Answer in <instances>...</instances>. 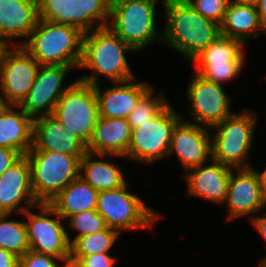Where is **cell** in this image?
<instances>
[{"mask_svg": "<svg viewBox=\"0 0 266 267\" xmlns=\"http://www.w3.org/2000/svg\"><path fill=\"white\" fill-rule=\"evenodd\" d=\"M95 16L92 0H55L38 19L30 38L18 45L40 65L79 68L83 35Z\"/></svg>", "mask_w": 266, "mask_h": 267, "instance_id": "cell-1", "label": "cell"}, {"mask_svg": "<svg viewBox=\"0 0 266 267\" xmlns=\"http://www.w3.org/2000/svg\"><path fill=\"white\" fill-rule=\"evenodd\" d=\"M96 22L98 23L94 25ZM126 52L131 53L135 50L95 16L83 35L82 58L79 65V68L92 70V74H84L78 80L96 86L99 85L100 75L106 76L114 83L136 79L127 62Z\"/></svg>", "mask_w": 266, "mask_h": 267, "instance_id": "cell-2", "label": "cell"}, {"mask_svg": "<svg viewBox=\"0 0 266 267\" xmlns=\"http://www.w3.org/2000/svg\"><path fill=\"white\" fill-rule=\"evenodd\" d=\"M159 0H123L93 2L96 16L136 52L153 41L162 43L163 31L155 29L156 4ZM161 3L164 0H160ZM111 19V24L110 20Z\"/></svg>", "mask_w": 266, "mask_h": 267, "instance_id": "cell-3", "label": "cell"}, {"mask_svg": "<svg viewBox=\"0 0 266 267\" xmlns=\"http://www.w3.org/2000/svg\"><path fill=\"white\" fill-rule=\"evenodd\" d=\"M166 24L162 43L192 61L220 34V25L203 17L185 0H164Z\"/></svg>", "mask_w": 266, "mask_h": 267, "instance_id": "cell-4", "label": "cell"}, {"mask_svg": "<svg viewBox=\"0 0 266 267\" xmlns=\"http://www.w3.org/2000/svg\"><path fill=\"white\" fill-rule=\"evenodd\" d=\"M25 156L31 168L34 197L39 204L49 203L79 177L80 159L83 157L55 151H28Z\"/></svg>", "mask_w": 266, "mask_h": 267, "instance_id": "cell-5", "label": "cell"}, {"mask_svg": "<svg viewBox=\"0 0 266 267\" xmlns=\"http://www.w3.org/2000/svg\"><path fill=\"white\" fill-rule=\"evenodd\" d=\"M258 116L249 109L233 113L212 127V159L233 169L251 168L246 161L252 147Z\"/></svg>", "mask_w": 266, "mask_h": 267, "instance_id": "cell-6", "label": "cell"}, {"mask_svg": "<svg viewBox=\"0 0 266 267\" xmlns=\"http://www.w3.org/2000/svg\"><path fill=\"white\" fill-rule=\"evenodd\" d=\"M128 184L112 190L100 191L96 211L106 227L117 230L148 229L154 226L160 214L147 207L137 195L127 190Z\"/></svg>", "mask_w": 266, "mask_h": 267, "instance_id": "cell-7", "label": "cell"}, {"mask_svg": "<svg viewBox=\"0 0 266 267\" xmlns=\"http://www.w3.org/2000/svg\"><path fill=\"white\" fill-rule=\"evenodd\" d=\"M182 115L168 103L155 117L131 129V140L125 159L144 165L168 156L174 127Z\"/></svg>", "mask_w": 266, "mask_h": 267, "instance_id": "cell-8", "label": "cell"}, {"mask_svg": "<svg viewBox=\"0 0 266 267\" xmlns=\"http://www.w3.org/2000/svg\"><path fill=\"white\" fill-rule=\"evenodd\" d=\"M53 115L63 123L65 130L75 133L88 145L99 118L94 86L77 79L60 97Z\"/></svg>", "mask_w": 266, "mask_h": 267, "instance_id": "cell-9", "label": "cell"}, {"mask_svg": "<svg viewBox=\"0 0 266 267\" xmlns=\"http://www.w3.org/2000/svg\"><path fill=\"white\" fill-rule=\"evenodd\" d=\"M39 213L27 209L25 222L29 250L55 256L59 259L70 258V236L65 229L64 220L48 203L36 206ZM55 216V218H50Z\"/></svg>", "mask_w": 266, "mask_h": 267, "instance_id": "cell-10", "label": "cell"}, {"mask_svg": "<svg viewBox=\"0 0 266 267\" xmlns=\"http://www.w3.org/2000/svg\"><path fill=\"white\" fill-rule=\"evenodd\" d=\"M243 47L240 40L220 34L191 61L194 72L215 84L234 80L245 66Z\"/></svg>", "mask_w": 266, "mask_h": 267, "instance_id": "cell-11", "label": "cell"}, {"mask_svg": "<svg viewBox=\"0 0 266 267\" xmlns=\"http://www.w3.org/2000/svg\"><path fill=\"white\" fill-rule=\"evenodd\" d=\"M73 66L66 65H40L34 83L26 97L19 105L20 109L33 119L53 114L63 93L77 80L67 87L63 85L66 74Z\"/></svg>", "mask_w": 266, "mask_h": 267, "instance_id": "cell-12", "label": "cell"}, {"mask_svg": "<svg viewBox=\"0 0 266 267\" xmlns=\"http://www.w3.org/2000/svg\"><path fill=\"white\" fill-rule=\"evenodd\" d=\"M191 78L188 85V99L191 104V113L194 124L212 128L222 122L232 113L230 103L232 99L223 91L221 84L207 81L197 73Z\"/></svg>", "mask_w": 266, "mask_h": 267, "instance_id": "cell-13", "label": "cell"}, {"mask_svg": "<svg viewBox=\"0 0 266 267\" xmlns=\"http://www.w3.org/2000/svg\"><path fill=\"white\" fill-rule=\"evenodd\" d=\"M40 64L21 46L14 45L0 68V88L9 105L15 107L32 87Z\"/></svg>", "mask_w": 266, "mask_h": 267, "instance_id": "cell-14", "label": "cell"}, {"mask_svg": "<svg viewBox=\"0 0 266 267\" xmlns=\"http://www.w3.org/2000/svg\"><path fill=\"white\" fill-rule=\"evenodd\" d=\"M224 203L228 204L227 219L231 221L264 209L266 198L258 171L252 167L232 169Z\"/></svg>", "mask_w": 266, "mask_h": 267, "instance_id": "cell-15", "label": "cell"}, {"mask_svg": "<svg viewBox=\"0 0 266 267\" xmlns=\"http://www.w3.org/2000/svg\"><path fill=\"white\" fill-rule=\"evenodd\" d=\"M209 128L185 121L184 118L173 129L168 156L175 152L184 171L207 164L212 159V137Z\"/></svg>", "mask_w": 266, "mask_h": 267, "instance_id": "cell-16", "label": "cell"}, {"mask_svg": "<svg viewBox=\"0 0 266 267\" xmlns=\"http://www.w3.org/2000/svg\"><path fill=\"white\" fill-rule=\"evenodd\" d=\"M21 203L26 206L20 207ZM38 204L32 190L30 164L24 155L0 175V214H22Z\"/></svg>", "mask_w": 266, "mask_h": 267, "instance_id": "cell-17", "label": "cell"}, {"mask_svg": "<svg viewBox=\"0 0 266 267\" xmlns=\"http://www.w3.org/2000/svg\"><path fill=\"white\" fill-rule=\"evenodd\" d=\"M55 0H0V36L29 37L40 16Z\"/></svg>", "mask_w": 266, "mask_h": 267, "instance_id": "cell-18", "label": "cell"}, {"mask_svg": "<svg viewBox=\"0 0 266 267\" xmlns=\"http://www.w3.org/2000/svg\"><path fill=\"white\" fill-rule=\"evenodd\" d=\"M29 151H55L68 155H84L87 145L75 133L65 130L53 114L33 121V146Z\"/></svg>", "mask_w": 266, "mask_h": 267, "instance_id": "cell-19", "label": "cell"}, {"mask_svg": "<svg viewBox=\"0 0 266 267\" xmlns=\"http://www.w3.org/2000/svg\"><path fill=\"white\" fill-rule=\"evenodd\" d=\"M211 164L192 167L186 170L187 191L190 196L224 204L232 167L211 159Z\"/></svg>", "mask_w": 266, "mask_h": 267, "instance_id": "cell-20", "label": "cell"}, {"mask_svg": "<svg viewBox=\"0 0 266 267\" xmlns=\"http://www.w3.org/2000/svg\"><path fill=\"white\" fill-rule=\"evenodd\" d=\"M114 83V87L103 92L99 85L94 86L98 101L99 117L127 118L139 99L151 88L146 82Z\"/></svg>", "mask_w": 266, "mask_h": 267, "instance_id": "cell-21", "label": "cell"}, {"mask_svg": "<svg viewBox=\"0 0 266 267\" xmlns=\"http://www.w3.org/2000/svg\"><path fill=\"white\" fill-rule=\"evenodd\" d=\"M130 140L131 128L126 118L99 117L87 145V152L126 157Z\"/></svg>", "mask_w": 266, "mask_h": 267, "instance_id": "cell-22", "label": "cell"}, {"mask_svg": "<svg viewBox=\"0 0 266 267\" xmlns=\"http://www.w3.org/2000/svg\"><path fill=\"white\" fill-rule=\"evenodd\" d=\"M11 106L0 115V147L16 150L24 156L33 146L34 119Z\"/></svg>", "mask_w": 266, "mask_h": 267, "instance_id": "cell-23", "label": "cell"}, {"mask_svg": "<svg viewBox=\"0 0 266 267\" xmlns=\"http://www.w3.org/2000/svg\"><path fill=\"white\" fill-rule=\"evenodd\" d=\"M96 158L116 157V155H96L86 152L80 159L79 176L97 191L112 190L127 184L121 167L116 163ZM84 172V173H82Z\"/></svg>", "mask_w": 266, "mask_h": 267, "instance_id": "cell-24", "label": "cell"}, {"mask_svg": "<svg viewBox=\"0 0 266 267\" xmlns=\"http://www.w3.org/2000/svg\"><path fill=\"white\" fill-rule=\"evenodd\" d=\"M99 191L80 176L70 182L48 204L62 219L85 210L96 209Z\"/></svg>", "mask_w": 266, "mask_h": 267, "instance_id": "cell-25", "label": "cell"}, {"mask_svg": "<svg viewBox=\"0 0 266 267\" xmlns=\"http://www.w3.org/2000/svg\"><path fill=\"white\" fill-rule=\"evenodd\" d=\"M257 8L251 5H241L229 2L224 19L220 24L222 35L240 40L243 44L247 40L258 36L262 31Z\"/></svg>", "mask_w": 266, "mask_h": 267, "instance_id": "cell-26", "label": "cell"}, {"mask_svg": "<svg viewBox=\"0 0 266 267\" xmlns=\"http://www.w3.org/2000/svg\"><path fill=\"white\" fill-rule=\"evenodd\" d=\"M11 214H0V248L17 257L29 250L25 221L8 220Z\"/></svg>", "mask_w": 266, "mask_h": 267, "instance_id": "cell-27", "label": "cell"}, {"mask_svg": "<svg viewBox=\"0 0 266 267\" xmlns=\"http://www.w3.org/2000/svg\"><path fill=\"white\" fill-rule=\"evenodd\" d=\"M117 230L106 227L104 230L77 238L70 245V256H89L107 253L119 237Z\"/></svg>", "mask_w": 266, "mask_h": 267, "instance_id": "cell-28", "label": "cell"}, {"mask_svg": "<svg viewBox=\"0 0 266 267\" xmlns=\"http://www.w3.org/2000/svg\"><path fill=\"white\" fill-rule=\"evenodd\" d=\"M153 88L151 87L136 103L135 108L128 115L127 122L131 129L141 126L155 117L169 102L163 93L153 97Z\"/></svg>", "mask_w": 266, "mask_h": 267, "instance_id": "cell-29", "label": "cell"}, {"mask_svg": "<svg viewBox=\"0 0 266 267\" xmlns=\"http://www.w3.org/2000/svg\"><path fill=\"white\" fill-rule=\"evenodd\" d=\"M69 226L78 231L75 238H71L70 245L79 237L102 231L106 224L96 209L78 212L69 217Z\"/></svg>", "mask_w": 266, "mask_h": 267, "instance_id": "cell-30", "label": "cell"}, {"mask_svg": "<svg viewBox=\"0 0 266 267\" xmlns=\"http://www.w3.org/2000/svg\"><path fill=\"white\" fill-rule=\"evenodd\" d=\"M194 10L203 17L221 24L229 0H185Z\"/></svg>", "mask_w": 266, "mask_h": 267, "instance_id": "cell-31", "label": "cell"}, {"mask_svg": "<svg viewBox=\"0 0 266 267\" xmlns=\"http://www.w3.org/2000/svg\"><path fill=\"white\" fill-rule=\"evenodd\" d=\"M58 260L65 263L58 265ZM69 259H59L55 256L28 250L23 256L18 257V267H65Z\"/></svg>", "mask_w": 266, "mask_h": 267, "instance_id": "cell-32", "label": "cell"}, {"mask_svg": "<svg viewBox=\"0 0 266 267\" xmlns=\"http://www.w3.org/2000/svg\"><path fill=\"white\" fill-rule=\"evenodd\" d=\"M69 262L76 267H113L116 261L108 253H96L89 256H70Z\"/></svg>", "mask_w": 266, "mask_h": 267, "instance_id": "cell-33", "label": "cell"}, {"mask_svg": "<svg viewBox=\"0 0 266 267\" xmlns=\"http://www.w3.org/2000/svg\"><path fill=\"white\" fill-rule=\"evenodd\" d=\"M21 157L22 155L16 150L0 147V175Z\"/></svg>", "mask_w": 266, "mask_h": 267, "instance_id": "cell-34", "label": "cell"}, {"mask_svg": "<svg viewBox=\"0 0 266 267\" xmlns=\"http://www.w3.org/2000/svg\"><path fill=\"white\" fill-rule=\"evenodd\" d=\"M0 267H18V257L7 250L0 248Z\"/></svg>", "mask_w": 266, "mask_h": 267, "instance_id": "cell-35", "label": "cell"}, {"mask_svg": "<svg viewBox=\"0 0 266 267\" xmlns=\"http://www.w3.org/2000/svg\"><path fill=\"white\" fill-rule=\"evenodd\" d=\"M254 228L260 233L261 237L266 240V216H252L250 218Z\"/></svg>", "mask_w": 266, "mask_h": 267, "instance_id": "cell-36", "label": "cell"}, {"mask_svg": "<svg viewBox=\"0 0 266 267\" xmlns=\"http://www.w3.org/2000/svg\"><path fill=\"white\" fill-rule=\"evenodd\" d=\"M256 8L261 29L265 31L264 34H266V0H260Z\"/></svg>", "mask_w": 266, "mask_h": 267, "instance_id": "cell-37", "label": "cell"}, {"mask_svg": "<svg viewBox=\"0 0 266 267\" xmlns=\"http://www.w3.org/2000/svg\"><path fill=\"white\" fill-rule=\"evenodd\" d=\"M11 47L14 45L7 38L0 36V68Z\"/></svg>", "mask_w": 266, "mask_h": 267, "instance_id": "cell-38", "label": "cell"}, {"mask_svg": "<svg viewBox=\"0 0 266 267\" xmlns=\"http://www.w3.org/2000/svg\"><path fill=\"white\" fill-rule=\"evenodd\" d=\"M229 2L256 7L259 4L260 0H229Z\"/></svg>", "mask_w": 266, "mask_h": 267, "instance_id": "cell-39", "label": "cell"}, {"mask_svg": "<svg viewBox=\"0 0 266 267\" xmlns=\"http://www.w3.org/2000/svg\"><path fill=\"white\" fill-rule=\"evenodd\" d=\"M260 182H261V187L262 191L264 194V197L266 198V168L262 172H258Z\"/></svg>", "mask_w": 266, "mask_h": 267, "instance_id": "cell-40", "label": "cell"}, {"mask_svg": "<svg viewBox=\"0 0 266 267\" xmlns=\"http://www.w3.org/2000/svg\"><path fill=\"white\" fill-rule=\"evenodd\" d=\"M8 105H9L8 102L0 93V115L7 108Z\"/></svg>", "mask_w": 266, "mask_h": 267, "instance_id": "cell-41", "label": "cell"}, {"mask_svg": "<svg viewBox=\"0 0 266 267\" xmlns=\"http://www.w3.org/2000/svg\"><path fill=\"white\" fill-rule=\"evenodd\" d=\"M93 2H117V1H123V0H92Z\"/></svg>", "mask_w": 266, "mask_h": 267, "instance_id": "cell-42", "label": "cell"}, {"mask_svg": "<svg viewBox=\"0 0 266 267\" xmlns=\"http://www.w3.org/2000/svg\"><path fill=\"white\" fill-rule=\"evenodd\" d=\"M259 267H266V256L263 257V260L260 262Z\"/></svg>", "mask_w": 266, "mask_h": 267, "instance_id": "cell-43", "label": "cell"}, {"mask_svg": "<svg viewBox=\"0 0 266 267\" xmlns=\"http://www.w3.org/2000/svg\"><path fill=\"white\" fill-rule=\"evenodd\" d=\"M65 267H76V266L69 262Z\"/></svg>", "mask_w": 266, "mask_h": 267, "instance_id": "cell-44", "label": "cell"}]
</instances>
